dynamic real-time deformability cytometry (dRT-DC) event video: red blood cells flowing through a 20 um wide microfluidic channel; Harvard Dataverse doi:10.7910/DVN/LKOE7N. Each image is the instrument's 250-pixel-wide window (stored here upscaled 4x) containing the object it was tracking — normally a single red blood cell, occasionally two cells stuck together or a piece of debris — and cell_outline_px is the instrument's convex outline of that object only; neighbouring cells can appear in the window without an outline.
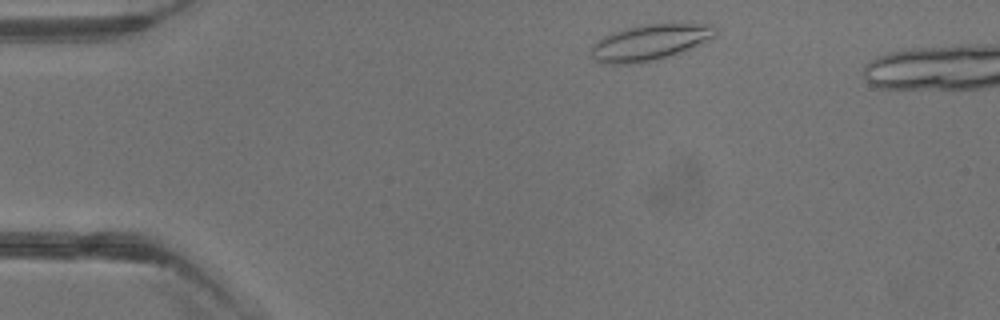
{"species": "common noctule bat (a hibernating species)", "species_latin": "Nyctalus noctula", "temperature_condition": "warm", "stored_images_in_passage": 3, "camera_frame_rate_fps": 3000, "um_per_image_px": 0.085, "animal": {"sex": "male", "body_mass_g": 13.3}, "frame": {"image": 1, "passage_image": 1, "time_ms": 0.0, "image_size_px": [1000, 320], "cell_outline_px": [[716, 36], [708, 40], [672, 56], [636, 64], [600, 64], [588, 52], [592, 44], [604, 36], [612, 32], [628, 28], [648, 24], [712, 24], [716, 28]], "centroid_in_image_um": [55.19, 3.62], "position_along_channel_um": 29.8, "area_um2": 26.07}}